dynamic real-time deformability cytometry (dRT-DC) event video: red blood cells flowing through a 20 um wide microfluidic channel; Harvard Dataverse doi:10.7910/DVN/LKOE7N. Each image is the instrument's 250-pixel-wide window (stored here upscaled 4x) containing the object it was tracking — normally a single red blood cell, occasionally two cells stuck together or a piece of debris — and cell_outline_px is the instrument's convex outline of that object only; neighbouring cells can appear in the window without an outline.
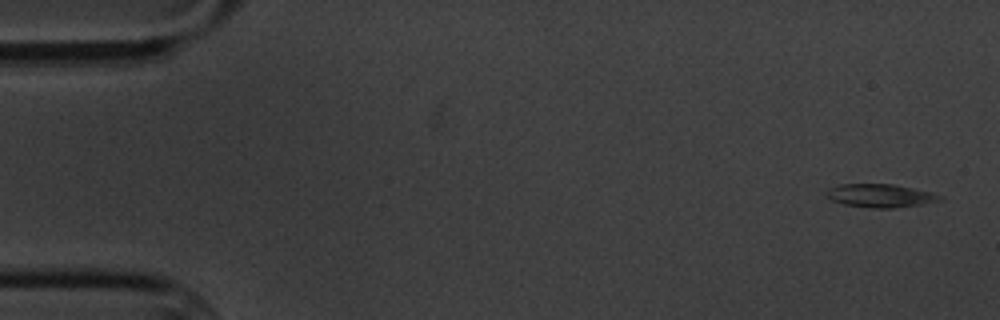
{"species": "common noctule bat (a hibernating species)", "species_latin": "Nyctalus noctula", "temperature_condition": "cold", "stored_images_in_passage": 6, "camera_frame_rate_fps": 3000, "um_per_image_px": 0.085, "animal": {"sex": "male", "body_mass_g": 20.1, "forearm_length_mm": 53.5}, "frame": {"image": 1, "passage_image": 1, "time_ms": 0.0, "image_size_px": [1000, 320], "cell_outline_px": [[944, 200], [920, 204], [892, 208], [872, 208], [844, 204], [832, 200], [824, 192], [828, 188], [840, 184], [892, 184], [932, 192], [944, 196]], "centroid_in_image_um": [74.84, 16.63], "position_along_channel_um": 10.2, "area_um2": 15.37}}
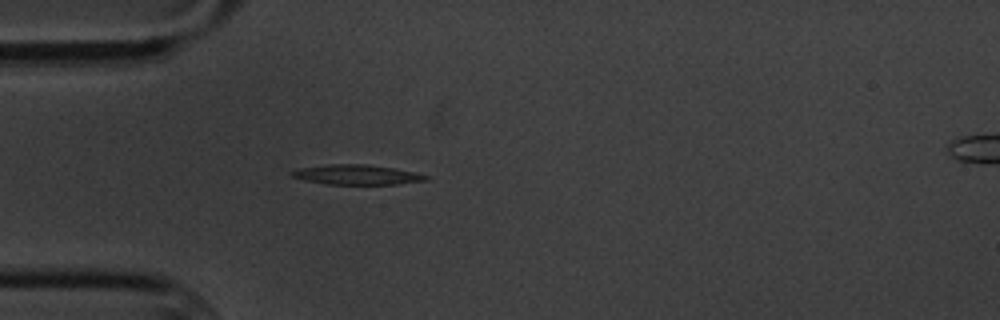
{"frame": {"image": 2, "passage_image": 5, "time_ms": 4.667, "image_size_px": [1000, 320], "cell_outline_px": [[428, 180], [396, 184], [328, 184], [304, 180], [292, 176], [288, 172], [300, 168], [328, 164], [364, 164], [392, 168], [416, 172], [428, 176]], "centroid_in_image_um": [30.31, 14.85], "position_along_channel_um": 54.7, "area_um2": 15.37}}